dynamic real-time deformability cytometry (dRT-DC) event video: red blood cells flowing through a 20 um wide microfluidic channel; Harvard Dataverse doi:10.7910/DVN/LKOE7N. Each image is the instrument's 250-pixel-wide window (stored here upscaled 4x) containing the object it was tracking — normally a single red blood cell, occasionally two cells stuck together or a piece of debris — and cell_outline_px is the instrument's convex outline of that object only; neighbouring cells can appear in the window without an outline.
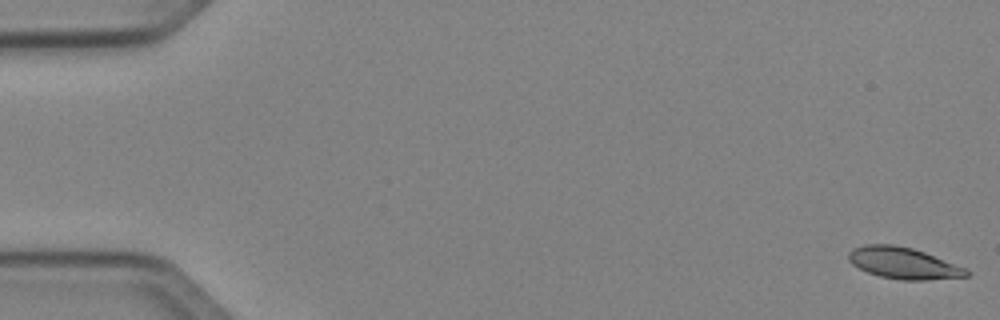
{"species": "Egyptian fruit bat (a non-hibernating species)", "species_latin": "Rousettus aegyptiacus", "temperature_condition": "cold", "stored_images_in_passage": 52, "camera_frame_rate_fps": 3000, "um_per_image_px": 0.085, "animal": {"sex": "female"}, "frame": {"image": 1, "passage_image": 1, "time_ms": 0.0, "image_size_px": [1000, 320], "cell_outline_px": [[968, 276], [924, 280], [900, 280], [880, 276], [868, 272], [852, 264], [848, 260], [848, 252], [852, 248], [864, 244], [892, 244], [912, 248], [924, 252], [968, 268]], "centroid_in_image_um": [76.77, 22.35], "position_along_channel_um": 8.2, "area_um2": 21.62}}
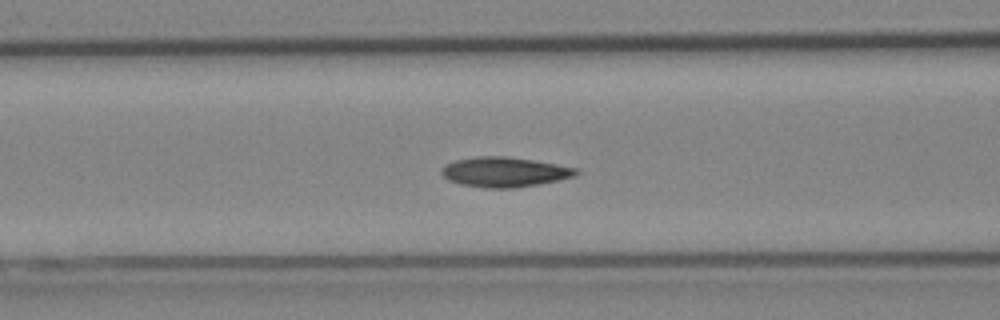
{"frame": {"image": 2, "passage_image": 21, "time_ms": 6.667, "image_size_px": [1000, 320], "cell_outline_px": [[580, 172], [576, 176], [560, 180], [540, 184], [516, 188], [484, 188], [460, 184], [448, 180], [440, 172], [448, 164], [456, 160], [476, 156], [504, 156], [532, 160], [556, 164], [576, 168]], "centroid_in_image_um": [42.92, 14.63], "position_along_channel_um": 123.7, "area_um2": 23.41}}
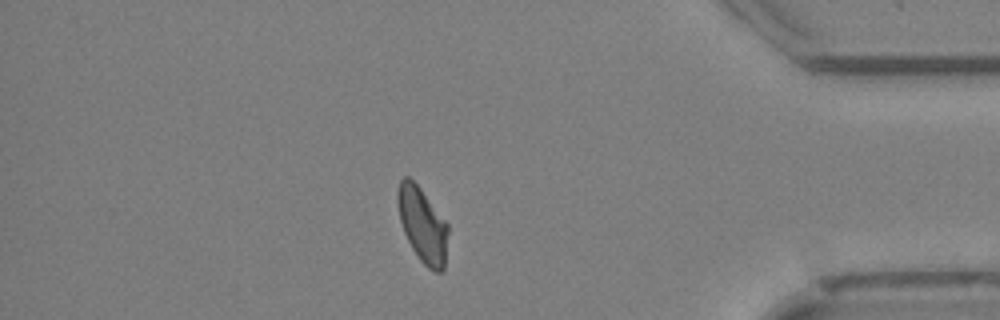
{"frame": {"image": 3, "passage_image": 44, "time_ms": 14.333, "image_size_px": [1000, 320], "cell_outline_px": [[448, 232], [444, 268], [440, 272], [436, 272], [428, 268], [420, 260], [412, 248], [404, 232], [400, 220], [396, 200], [396, 192], [400, 180], [404, 176], [408, 176], [420, 188], [448, 224]], "centroid_in_image_um": [35.89, 19.1], "position_along_channel_um": 399.3, "area_um2": 21.85}}